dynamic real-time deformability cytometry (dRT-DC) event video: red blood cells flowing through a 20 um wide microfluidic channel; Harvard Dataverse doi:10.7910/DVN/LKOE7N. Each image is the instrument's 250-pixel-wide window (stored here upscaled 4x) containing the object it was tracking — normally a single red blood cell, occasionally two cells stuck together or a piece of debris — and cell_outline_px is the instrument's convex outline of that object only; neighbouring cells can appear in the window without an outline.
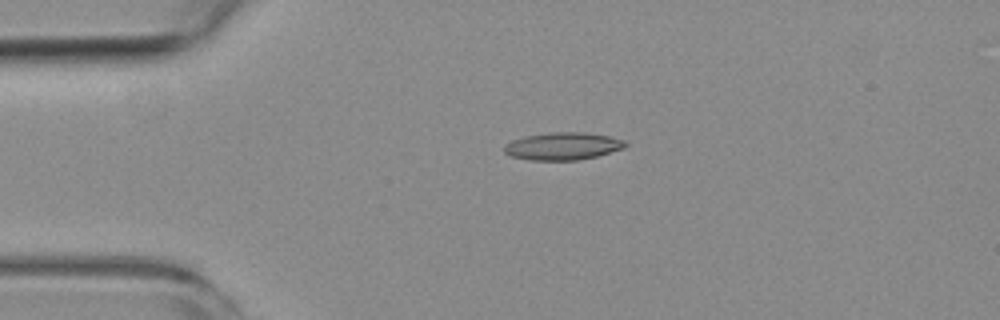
{"species": "common noctule bat (a hibernating species)", "species_latin": "Nyctalus noctula", "temperature_condition": "room temperature", "stored_images_in_passage": 3, "camera_frame_rate_fps": 3000, "um_per_image_px": 0.085, "animal": {"sex": "female", "body_mass_g": 19.3, "forearm_length_mm": 54.1}, "frame": {"image": 1, "passage_image": 2, "time_ms": 1.0, "image_size_px": [1000, 320], "cell_outline_px": [[628, 144], [624, 148], [596, 156], [576, 160], [528, 160], [512, 156], [504, 152], [504, 144], [512, 140], [524, 136], [552, 132], [584, 132], [608, 136], [624, 140]], "centroid_in_image_um": [47.82, 12.42], "position_along_channel_um": 37.2, "area_um2": 19.36}}